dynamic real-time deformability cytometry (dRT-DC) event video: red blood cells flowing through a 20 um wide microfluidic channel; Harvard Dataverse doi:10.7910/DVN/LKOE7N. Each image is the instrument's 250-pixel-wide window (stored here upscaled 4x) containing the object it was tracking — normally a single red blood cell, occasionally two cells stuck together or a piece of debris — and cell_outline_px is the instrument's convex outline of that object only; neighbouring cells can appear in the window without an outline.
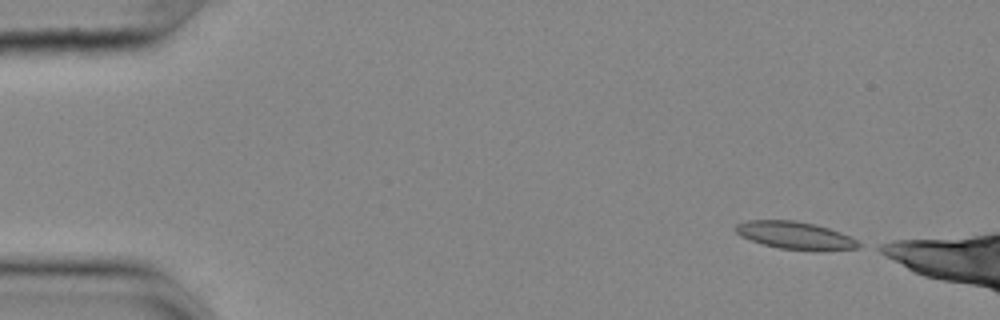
{"species": "common noctule bat (a hibernating species)", "species_latin": "Nyctalus noctula", "temperature_condition": "cold", "stored_images_in_passage": 9, "camera_frame_rate_fps": 3000, "um_per_image_px": 0.085, "animal": {"sex": "female", "body_mass_g": 25.1}, "frame": {"image": 1, "passage_image": 1, "time_ms": 0.0, "image_size_px": [1000, 320], "cell_outline_px": [[864, 244], [860, 248], [780, 248], [764, 244], [740, 236], [736, 232], [736, 224], [748, 220], [796, 220], [816, 224], [852, 236]], "centroid_in_image_um": [67.58, 19.95], "position_along_channel_um": 17.4, "area_um2": 19.02}}